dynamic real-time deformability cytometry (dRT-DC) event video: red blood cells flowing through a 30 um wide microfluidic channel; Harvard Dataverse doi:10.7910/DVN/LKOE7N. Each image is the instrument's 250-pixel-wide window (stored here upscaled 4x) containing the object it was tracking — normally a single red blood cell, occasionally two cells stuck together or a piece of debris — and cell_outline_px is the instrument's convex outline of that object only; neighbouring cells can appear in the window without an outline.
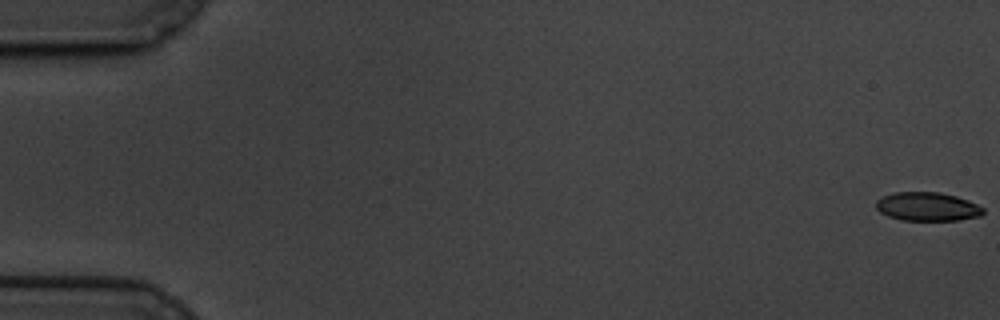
{"species": "common noctule bat (a hibernating species)", "species_latin": "Nyctalus noctula", "temperature_condition": "cold", "stored_images_in_passage": 61, "camera_frame_rate_fps": 3000, "um_per_image_px": 0.085, "animal": {"sex": "male", "body_mass_g": 19.5, "forearm_length_mm": 54.6}, "frame": {"image": 1, "passage_image": 1, "time_ms": 0.0, "image_size_px": [1000, 320], "cell_outline_px": [[984, 212], [980, 216], [960, 220], [904, 220], [888, 216], [880, 212], [876, 208], [876, 200], [884, 196], [896, 192], [940, 192], [956, 196], [968, 200], [984, 208]], "centroid_in_image_um": [78.84, 17.56], "position_along_channel_um": 6.2, "area_um2": 17.86}}
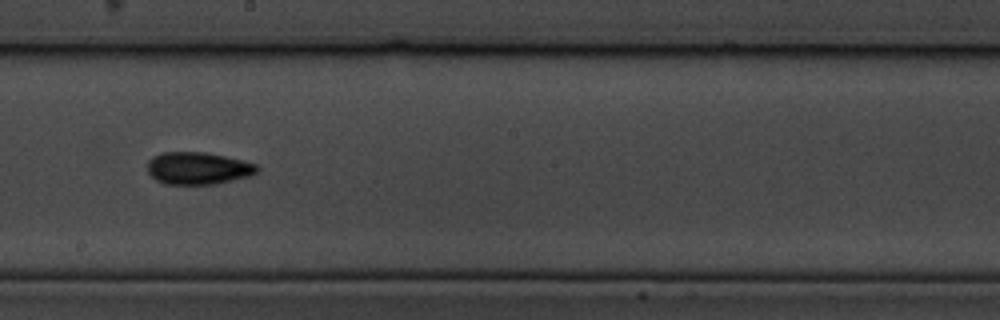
{"frame": {"image": 2, "passage_image": 35, "time_ms": 11.333, "image_size_px": [1000, 320], "cell_outline_px": [[260, 168], [256, 172], [248, 176], [216, 184], [164, 184], [156, 180], [148, 172], [148, 160], [152, 156], [160, 152], [204, 152], [224, 156], [256, 164]], "centroid_in_image_um": [16.79, 14.3], "position_along_channel_um": 231.4, "area_um2": 20.58}}
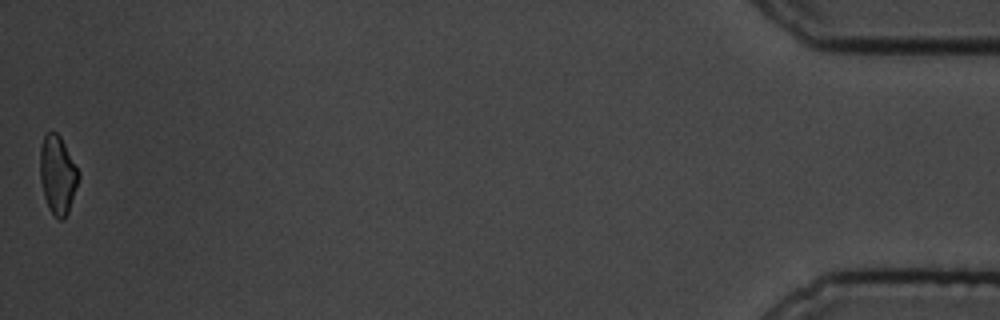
{"frame": {"image": 3, "passage_image": 61, "time_ms": 20.0, "image_size_px": [1000, 320], "cell_outline_px": [[80, 176], [68, 212], [64, 220], [60, 220], [48, 208], [44, 196], [40, 180], [40, 148], [44, 136], [48, 132], [56, 132], [60, 136], [80, 172]], "centroid_in_image_um": [4.9, 14.86], "position_along_channel_um": 430.3, "area_um2": 17.51}, "authors_computed_cell_mechanics": {"area_um2": 19.074, "velocity_mm_per_s": 3.357, "shape_relaxation_time_tau1_ms": 4.9811, "shape_relaxation_time_tau2_ms": 3.1353, "deformation_change_tau1": 0.155, "deformation_change_tau2": 0.1014}}